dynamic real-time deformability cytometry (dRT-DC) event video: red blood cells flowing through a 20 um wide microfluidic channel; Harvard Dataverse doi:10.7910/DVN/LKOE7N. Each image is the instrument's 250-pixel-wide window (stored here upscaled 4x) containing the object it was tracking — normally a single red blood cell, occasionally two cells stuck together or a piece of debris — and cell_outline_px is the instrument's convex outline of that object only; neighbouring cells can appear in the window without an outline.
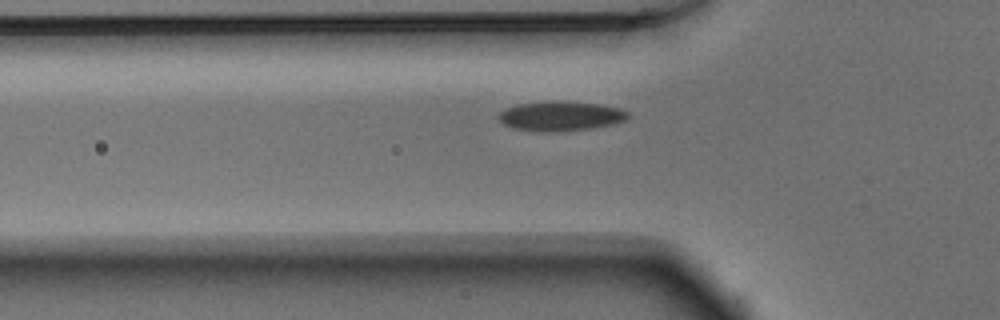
{"species": "Egyptian fruit bat (a non-hibernating species)", "species_latin": "Rousettus aegyptiacus", "temperature_condition": "warm", "stored_images_in_passage": 38, "camera_frame_rate_fps": 3000, "um_per_image_px": 0.085, "animal": {"sex": "male"}, "frame": {"image": 1, "passage_image": 5, "time_ms": 1.333, "image_size_px": [1000, 320], "cell_outline_px": [[628, 116], [624, 120], [612, 124], [592, 128], [544, 132], [512, 128], [504, 124], [496, 116], [500, 112], [516, 104], [560, 100], [600, 104], [620, 108], [628, 112]], "centroid_in_image_um": [47.63, 9.85], "position_along_channel_um": 78.2, "area_um2": 22.2}}
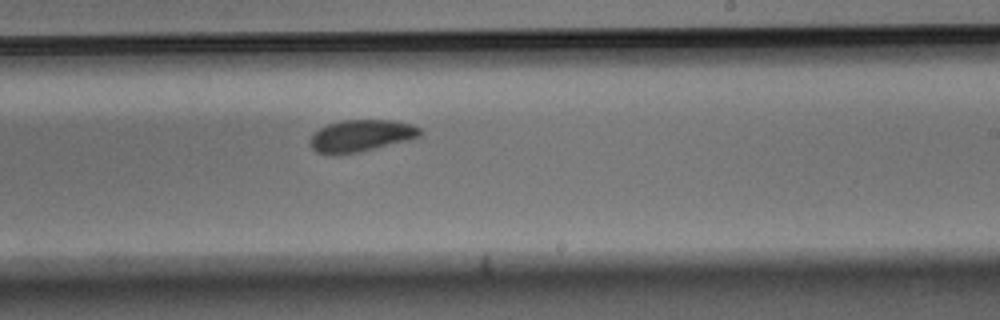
{"frame": {"image": 2, "passage_image": 19, "time_ms": 6.0, "image_size_px": [1000, 320], "cell_outline_px": [[420, 136], [408, 140], [360, 152], [316, 152], [312, 148], [308, 140], [320, 128], [328, 124], [344, 120], [392, 120], [412, 124], [420, 128]], "centroid_in_image_um": [30.72, 11.51], "position_along_channel_um": 258.3, "area_um2": 19.88}}
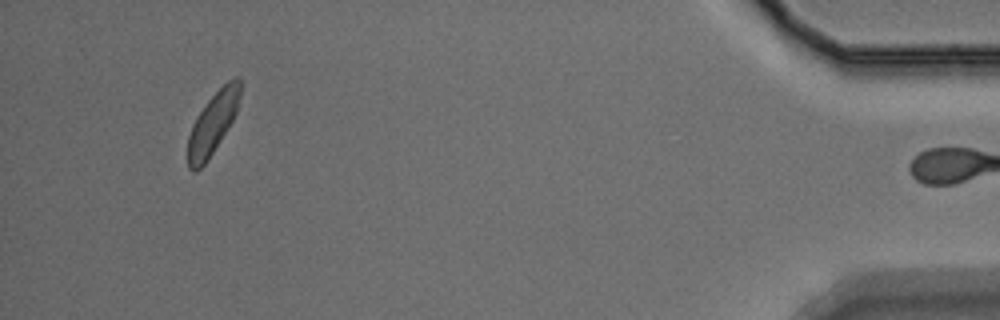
{"frame": {"image": 3, "passage_image": 37, "time_ms": 12.0, "image_size_px": [1000, 320], "cell_outline_px": [[240, 96], [236, 112], [228, 128], [208, 160], [196, 172], [192, 172], [188, 168], [188, 136], [192, 124], [196, 116], [208, 100], [228, 80], [236, 76], [240, 76]], "centroid_in_image_um": [18.07, 10.49], "position_along_channel_um": 417.1, "area_um2": 18.73}, "authors_computed_cell_mechanics": {"area_um2": 20.5479, "velocity_mm_per_s": 3.8526, "shape_relaxation_time_tau1_ms": 3.2966, "shape_relaxation_time_tau2_ms": null, "deformation_change_tau1": 0.0852, "deformation_change_tau2": null}}